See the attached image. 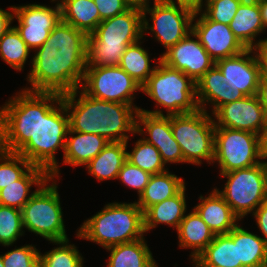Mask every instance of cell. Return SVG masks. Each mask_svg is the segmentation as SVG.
<instances>
[{"label": "cell", "instance_id": "20", "mask_svg": "<svg viewBox=\"0 0 267 267\" xmlns=\"http://www.w3.org/2000/svg\"><path fill=\"white\" fill-rule=\"evenodd\" d=\"M201 203L193 209L199 214L215 235L228 234L238 225L239 217L214 188L208 197L200 196Z\"/></svg>", "mask_w": 267, "mask_h": 267}, {"label": "cell", "instance_id": "5", "mask_svg": "<svg viewBox=\"0 0 267 267\" xmlns=\"http://www.w3.org/2000/svg\"><path fill=\"white\" fill-rule=\"evenodd\" d=\"M76 237L86 239L104 249L144 238V212L133 203H108L84 221Z\"/></svg>", "mask_w": 267, "mask_h": 267}, {"label": "cell", "instance_id": "31", "mask_svg": "<svg viewBox=\"0 0 267 267\" xmlns=\"http://www.w3.org/2000/svg\"><path fill=\"white\" fill-rule=\"evenodd\" d=\"M146 242L141 238L106 248L110 251L107 267H158Z\"/></svg>", "mask_w": 267, "mask_h": 267}, {"label": "cell", "instance_id": "6", "mask_svg": "<svg viewBox=\"0 0 267 267\" xmlns=\"http://www.w3.org/2000/svg\"><path fill=\"white\" fill-rule=\"evenodd\" d=\"M153 73L142 86L158 107L167 110V116L196 112V83L182 71L164 64L160 57Z\"/></svg>", "mask_w": 267, "mask_h": 267}, {"label": "cell", "instance_id": "30", "mask_svg": "<svg viewBox=\"0 0 267 267\" xmlns=\"http://www.w3.org/2000/svg\"><path fill=\"white\" fill-rule=\"evenodd\" d=\"M185 187L184 179L168 170L151 175L144 191L138 196L136 204L145 212L150 206L178 194Z\"/></svg>", "mask_w": 267, "mask_h": 267}, {"label": "cell", "instance_id": "13", "mask_svg": "<svg viewBox=\"0 0 267 267\" xmlns=\"http://www.w3.org/2000/svg\"><path fill=\"white\" fill-rule=\"evenodd\" d=\"M18 26L14 28L30 50L40 48L48 39L50 32L61 20L59 2L52 7L40 4L14 6V17Z\"/></svg>", "mask_w": 267, "mask_h": 267}, {"label": "cell", "instance_id": "19", "mask_svg": "<svg viewBox=\"0 0 267 267\" xmlns=\"http://www.w3.org/2000/svg\"><path fill=\"white\" fill-rule=\"evenodd\" d=\"M246 95L232 85L219 68L214 65L196 82V98L198 108L206 110L212 104V114L222 105L240 100ZM207 103V104H206Z\"/></svg>", "mask_w": 267, "mask_h": 267}, {"label": "cell", "instance_id": "48", "mask_svg": "<svg viewBox=\"0 0 267 267\" xmlns=\"http://www.w3.org/2000/svg\"><path fill=\"white\" fill-rule=\"evenodd\" d=\"M127 5L129 7H136V8H139V9H143L145 8L146 6L149 5V2L150 0H124Z\"/></svg>", "mask_w": 267, "mask_h": 267}, {"label": "cell", "instance_id": "45", "mask_svg": "<svg viewBox=\"0 0 267 267\" xmlns=\"http://www.w3.org/2000/svg\"><path fill=\"white\" fill-rule=\"evenodd\" d=\"M257 96L259 97L260 103L264 108L267 117V76L260 77Z\"/></svg>", "mask_w": 267, "mask_h": 267}, {"label": "cell", "instance_id": "26", "mask_svg": "<svg viewBox=\"0 0 267 267\" xmlns=\"http://www.w3.org/2000/svg\"><path fill=\"white\" fill-rule=\"evenodd\" d=\"M56 2L52 0L51 2ZM61 9V20L72 25L87 36L92 34L102 21L94 0H57Z\"/></svg>", "mask_w": 267, "mask_h": 267}, {"label": "cell", "instance_id": "50", "mask_svg": "<svg viewBox=\"0 0 267 267\" xmlns=\"http://www.w3.org/2000/svg\"><path fill=\"white\" fill-rule=\"evenodd\" d=\"M209 1H211V0H205V3L203 2V0H200L194 7H195V9H203L202 7L206 4V3H208ZM204 3V4H203Z\"/></svg>", "mask_w": 267, "mask_h": 267}, {"label": "cell", "instance_id": "7", "mask_svg": "<svg viewBox=\"0 0 267 267\" xmlns=\"http://www.w3.org/2000/svg\"><path fill=\"white\" fill-rule=\"evenodd\" d=\"M204 110L193 113L170 115L174 139L181 147L184 163L201 165L214 160L215 124L214 118Z\"/></svg>", "mask_w": 267, "mask_h": 267}, {"label": "cell", "instance_id": "23", "mask_svg": "<svg viewBox=\"0 0 267 267\" xmlns=\"http://www.w3.org/2000/svg\"><path fill=\"white\" fill-rule=\"evenodd\" d=\"M46 181H52L50 175L44 169L32 166L19 180L0 190V204L22 210ZM32 185L38 188L29 195Z\"/></svg>", "mask_w": 267, "mask_h": 267}, {"label": "cell", "instance_id": "44", "mask_svg": "<svg viewBox=\"0 0 267 267\" xmlns=\"http://www.w3.org/2000/svg\"><path fill=\"white\" fill-rule=\"evenodd\" d=\"M255 51L261 65V76H267V38L255 48Z\"/></svg>", "mask_w": 267, "mask_h": 267}, {"label": "cell", "instance_id": "35", "mask_svg": "<svg viewBox=\"0 0 267 267\" xmlns=\"http://www.w3.org/2000/svg\"><path fill=\"white\" fill-rule=\"evenodd\" d=\"M59 245L45 254H39V267H83V256L74 244H69V239L51 241Z\"/></svg>", "mask_w": 267, "mask_h": 267}, {"label": "cell", "instance_id": "1", "mask_svg": "<svg viewBox=\"0 0 267 267\" xmlns=\"http://www.w3.org/2000/svg\"><path fill=\"white\" fill-rule=\"evenodd\" d=\"M17 93L0 107V149L22 155L54 181L60 172L55 154L58 149L64 153L69 129L62 95L24 89Z\"/></svg>", "mask_w": 267, "mask_h": 267}, {"label": "cell", "instance_id": "38", "mask_svg": "<svg viewBox=\"0 0 267 267\" xmlns=\"http://www.w3.org/2000/svg\"><path fill=\"white\" fill-rule=\"evenodd\" d=\"M244 0H211L201 11L212 21L229 25Z\"/></svg>", "mask_w": 267, "mask_h": 267}, {"label": "cell", "instance_id": "17", "mask_svg": "<svg viewBox=\"0 0 267 267\" xmlns=\"http://www.w3.org/2000/svg\"><path fill=\"white\" fill-rule=\"evenodd\" d=\"M195 15L200 16L192 24V32L215 62L247 49L233 34L229 25L210 20L201 9H196Z\"/></svg>", "mask_w": 267, "mask_h": 267}, {"label": "cell", "instance_id": "12", "mask_svg": "<svg viewBox=\"0 0 267 267\" xmlns=\"http://www.w3.org/2000/svg\"><path fill=\"white\" fill-rule=\"evenodd\" d=\"M80 89L93 98L140 109L133 100L135 92L142 91V86L120 66H86Z\"/></svg>", "mask_w": 267, "mask_h": 267}, {"label": "cell", "instance_id": "39", "mask_svg": "<svg viewBox=\"0 0 267 267\" xmlns=\"http://www.w3.org/2000/svg\"><path fill=\"white\" fill-rule=\"evenodd\" d=\"M40 251L35 246L25 245L2 255L5 267H39Z\"/></svg>", "mask_w": 267, "mask_h": 267}, {"label": "cell", "instance_id": "28", "mask_svg": "<svg viewBox=\"0 0 267 267\" xmlns=\"http://www.w3.org/2000/svg\"><path fill=\"white\" fill-rule=\"evenodd\" d=\"M192 263L194 267H241L237 243L228 234L215 235Z\"/></svg>", "mask_w": 267, "mask_h": 267}, {"label": "cell", "instance_id": "43", "mask_svg": "<svg viewBox=\"0 0 267 267\" xmlns=\"http://www.w3.org/2000/svg\"><path fill=\"white\" fill-rule=\"evenodd\" d=\"M9 9L11 12L0 8V38L12 27L10 24L14 20V6Z\"/></svg>", "mask_w": 267, "mask_h": 267}, {"label": "cell", "instance_id": "42", "mask_svg": "<svg viewBox=\"0 0 267 267\" xmlns=\"http://www.w3.org/2000/svg\"><path fill=\"white\" fill-rule=\"evenodd\" d=\"M252 215L256 219L257 226L262 232L264 241L267 243V201L263 202Z\"/></svg>", "mask_w": 267, "mask_h": 267}, {"label": "cell", "instance_id": "16", "mask_svg": "<svg viewBox=\"0 0 267 267\" xmlns=\"http://www.w3.org/2000/svg\"><path fill=\"white\" fill-rule=\"evenodd\" d=\"M214 115V116H213ZM215 127L244 130L260 135L267 117L257 95L220 106L214 113Z\"/></svg>", "mask_w": 267, "mask_h": 267}, {"label": "cell", "instance_id": "40", "mask_svg": "<svg viewBox=\"0 0 267 267\" xmlns=\"http://www.w3.org/2000/svg\"><path fill=\"white\" fill-rule=\"evenodd\" d=\"M151 174L126 161L121 167L117 179L123 184L137 190L138 195L144 191Z\"/></svg>", "mask_w": 267, "mask_h": 267}, {"label": "cell", "instance_id": "22", "mask_svg": "<svg viewBox=\"0 0 267 267\" xmlns=\"http://www.w3.org/2000/svg\"><path fill=\"white\" fill-rule=\"evenodd\" d=\"M108 143L103 136L68 129L63 163L73 167L86 166Z\"/></svg>", "mask_w": 267, "mask_h": 267}, {"label": "cell", "instance_id": "2", "mask_svg": "<svg viewBox=\"0 0 267 267\" xmlns=\"http://www.w3.org/2000/svg\"><path fill=\"white\" fill-rule=\"evenodd\" d=\"M87 35L60 20L46 42L35 50L32 69L27 75L31 84L24 90L72 92L82 84L86 69Z\"/></svg>", "mask_w": 267, "mask_h": 267}, {"label": "cell", "instance_id": "41", "mask_svg": "<svg viewBox=\"0 0 267 267\" xmlns=\"http://www.w3.org/2000/svg\"><path fill=\"white\" fill-rule=\"evenodd\" d=\"M94 3L102 21L122 14L130 8L124 0H94Z\"/></svg>", "mask_w": 267, "mask_h": 267}, {"label": "cell", "instance_id": "34", "mask_svg": "<svg viewBox=\"0 0 267 267\" xmlns=\"http://www.w3.org/2000/svg\"><path fill=\"white\" fill-rule=\"evenodd\" d=\"M131 152L127 151V161L132 165L150 173L151 175L160 174L168 170L162 161L158 149L147 143L144 139L135 142Z\"/></svg>", "mask_w": 267, "mask_h": 267}, {"label": "cell", "instance_id": "21", "mask_svg": "<svg viewBox=\"0 0 267 267\" xmlns=\"http://www.w3.org/2000/svg\"><path fill=\"white\" fill-rule=\"evenodd\" d=\"M229 28L246 48L255 49L263 41H256V37L265 31L259 0H244L229 23Z\"/></svg>", "mask_w": 267, "mask_h": 267}, {"label": "cell", "instance_id": "9", "mask_svg": "<svg viewBox=\"0 0 267 267\" xmlns=\"http://www.w3.org/2000/svg\"><path fill=\"white\" fill-rule=\"evenodd\" d=\"M46 181L22 208L23 227L47 241L68 239L56 181Z\"/></svg>", "mask_w": 267, "mask_h": 267}, {"label": "cell", "instance_id": "27", "mask_svg": "<svg viewBox=\"0 0 267 267\" xmlns=\"http://www.w3.org/2000/svg\"><path fill=\"white\" fill-rule=\"evenodd\" d=\"M228 235L237 243L241 267H267V243L263 238L238 225Z\"/></svg>", "mask_w": 267, "mask_h": 267}, {"label": "cell", "instance_id": "18", "mask_svg": "<svg viewBox=\"0 0 267 267\" xmlns=\"http://www.w3.org/2000/svg\"><path fill=\"white\" fill-rule=\"evenodd\" d=\"M215 65L246 96L258 94L261 65L255 49L247 48L240 54L216 61Z\"/></svg>", "mask_w": 267, "mask_h": 267}, {"label": "cell", "instance_id": "47", "mask_svg": "<svg viewBox=\"0 0 267 267\" xmlns=\"http://www.w3.org/2000/svg\"><path fill=\"white\" fill-rule=\"evenodd\" d=\"M259 7L262 16L264 30L267 28V0H259Z\"/></svg>", "mask_w": 267, "mask_h": 267}, {"label": "cell", "instance_id": "49", "mask_svg": "<svg viewBox=\"0 0 267 267\" xmlns=\"http://www.w3.org/2000/svg\"><path fill=\"white\" fill-rule=\"evenodd\" d=\"M166 1H174V0H166ZM177 2H185L190 5L195 6L200 0H176Z\"/></svg>", "mask_w": 267, "mask_h": 267}, {"label": "cell", "instance_id": "14", "mask_svg": "<svg viewBox=\"0 0 267 267\" xmlns=\"http://www.w3.org/2000/svg\"><path fill=\"white\" fill-rule=\"evenodd\" d=\"M136 133L149 135L143 139L158 149L165 165L184 163L181 147L172 134L170 116L164 115L162 109L149 111L140 108L136 116Z\"/></svg>", "mask_w": 267, "mask_h": 267}, {"label": "cell", "instance_id": "3", "mask_svg": "<svg viewBox=\"0 0 267 267\" xmlns=\"http://www.w3.org/2000/svg\"><path fill=\"white\" fill-rule=\"evenodd\" d=\"M79 90L62 95L70 130L100 135L109 142H127L128 133L136 134L138 111L133 106L99 100ZM78 93L80 96L76 99Z\"/></svg>", "mask_w": 267, "mask_h": 267}, {"label": "cell", "instance_id": "4", "mask_svg": "<svg viewBox=\"0 0 267 267\" xmlns=\"http://www.w3.org/2000/svg\"><path fill=\"white\" fill-rule=\"evenodd\" d=\"M142 25V9L136 7L101 21L87 36L86 66H119L127 46L143 38Z\"/></svg>", "mask_w": 267, "mask_h": 267}, {"label": "cell", "instance_id": "24", "mask_svg": "<svg viewBox=\"0 0 267 267\" xmlns=\"http://www.w3.org/2000/svg\"><path fill=\"white\" fill-rule=\"evenodd\" d=\"M179 247L190 248L192 261L213 241L215 234L193 209L186 214L177 229Z\"/></svg>", "mask_w": 267, "mask_h": 267}, {"label": "cell", "instance_id": "29", "mask_svg": "<svg viewBox=\"0 0 267 267\" xmlns=\"http://www.w3.org/2000/svg\"><path fill=\"white\" fill-rule=\"evenodd\" d=\"M127 142H110L94 157L86 168L99 181L117 179L119 171L127 161Z\"/></svg>", "mask_w": 267, "mask_h": 267}, {"label": "cell", "instance_id": "10", "mask_svg": "<svg viewBox=\"0 0 267 267\" xmlns=\"http://www.w3.org/2000/svg\"><path fill=\"white\" fill-rule=\"evenodd\" d=\"M153 1L152 7L149 4L142 9L143 36L145 32L150 30L167 51L192 32V24L198 16L195 15V7L188 3L166 0ZM148 13L151 16L149 20H152L153 23L151 25L146 18Z\"/></svg>", "mask_w": 267, "mask_h": 267}, {"label": "cell", "instance_id": "8", "mask_svg": "<svg viewBox=\"0 0 267 267\" xmlns=\"http://www.w3.org/2000/svg\"><path fill=\"white\" fill-rule=\"evenodd\" d=\"M221 176L227 179L224 189H215L240 220L267 201V161Z\"/></svg>", "mask_w": 267, "mask_h": 267}, {"label": "cell", "instance_id": "33", "mask_svg": "<svg viewBox=\"0 0 267 267\" xmlns=\"http://www.w3.org/2000/svg\"><path fill=\"white\" fill-rule=\"evenodd\" d=\"M30 51L14 26L0 38L1 59L17 71L23 70Z\"/></svg>", "mask_w": 267, "mask_h": 267}, {"label": "cell", "instance_id": "46", "mask_svg": "<svg viewBox=\"0 0 267 267\" xmlns=\"http://www.w3.org/2000/svg\"><path fill=\"white\" fill-rule=\"evenodd\" d=\"M260 153H261V157L263 161L265 159V162H266V159H267V121L260 134Z\"/></svg>", "mask_w": 267, "mask_h": 267}, {"label": "cell", "instance_id": "36", "mask_svg": "<svg viewBox=\"0 0 267 267\" xmlns=\"http://www.w3.org/2000/svg\"><path fill=\"white\" fill-rule=\"evenodd\" d=\"M0 162V190L19 180L33 166L22 155L2 149Z\"/></svg>", "mask_w": 267, "mask_h": 267}, {"label": "cell", "instance_id": "11", "mask_svg": "<svg viewBox=\"0 0 267 267\" xmlns=\"http://www.w3.org/2000/svg\"><path fill=\"white\" fill-rule=\"evenodd\" d=\"M262 160L260 135L244 130L215 127L213 163L218 162L220 174L253 167Z\"/></svg>", "mask_w": 267, "mask_h": 267}, {"label": "cell", "instance_id": "51", "mask_svg": "<svg viewBox=\"0 0 267 267\" xmlns=\"http://www.w3.org/2000/svg\"><path fill=\"white\" fill-rule=\"evenodd\" d=\"M0 267H5L2 261V255H0Z\"/></svg>", "mask_w": 267, "mask_h": 267}, {"label": "cell", "instance_id": "15", "mask_svg": "<svg viewBox=\"0 0 267 267\" xmlns=\"http://www.w3.org/2000/svg\"><path fill=\"white\" fill-rule=\"evenodd\" d=\"M160 60L169 67L182 71L195 83L215 65V61L193 32L161 54Z\"/></svg>", "mask_w": 267, "mask_h": 267}, {"label": "cell", "instance_id": "32", "mask_svg": "<svg viewBox=\"0 0 267 267\" xmlns=\"http://www.w3.org/2000/svg\"><path fill=\"white\" fill-rule=\"evenodd\" d=\"M140 41L127 46L119 66L143 86L153 73L156 64L153 68L150 67L148 51L140 45L142 43Z\"/></svg>", "mask_w": 267, "mask_h": 267}, {"label": "cell", "instance_id": "37", "mask_svg": "<svg viewBox=\"0 0 267 267\" xmlns=\"http://www.w3.org/2000/svg\"><path fill=\"white\" fill-rule=\"evenodd\" d=\"M22 211L0 204V244L11 246L23 232Z\"/></svg>", "mask_w": 267, "mask_h": 267}, {"label": "cell", "instance_id": "25", "mask_svg": "<svg viewBox=\"0 0 267 267\" xmlns=\"http://www.w3.org/2000/svg\"><path fill=\"white\" fill-rule=\"evenodd\" d=\"M185 191L186 186L178 194L150 206L144 212L145 233L155 228L157 224H166L178 229L187 210Z\"/></svg>", "mask_w": 267, "mask_h": 267}]
</instances>
